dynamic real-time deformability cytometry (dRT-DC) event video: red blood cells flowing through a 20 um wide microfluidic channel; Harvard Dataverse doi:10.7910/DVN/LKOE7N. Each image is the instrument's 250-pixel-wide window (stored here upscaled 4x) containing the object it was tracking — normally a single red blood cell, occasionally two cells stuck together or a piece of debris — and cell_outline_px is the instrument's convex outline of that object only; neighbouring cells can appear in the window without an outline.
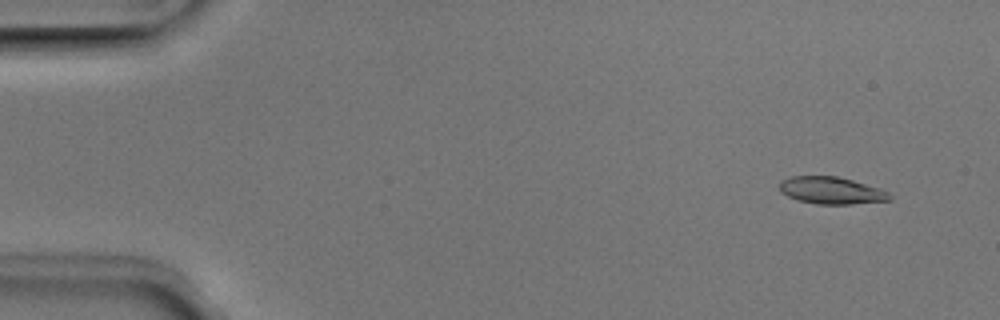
{"species": "Egyptian fruit bat (a non-hibernating species)", "species_latin": "Rousettus aegyptiacus", "temperature_condition": "room temperature", "stored_images_in_passage": 49, "camera_frame_rate_fps": 3000, "um_per_image_px": 0.085, "animal": {"sex": "male"}, "frame": {"image": 1, "passage_image": 2, "time_ms": 0.333, "image_size_px": [1000, 320], "cell_outline_px": [[892, 200], [852, 204], [816, 204], [796, 200], [780, 192], [780, 180], [792, 176], [836, 176], [852, 180], [880, 188], [888, 192], [892, 196]], "centroid_in_image_um": [70.66, 16.19], "position_along_channel_um": 14.3, "area_um2": 17.51}}
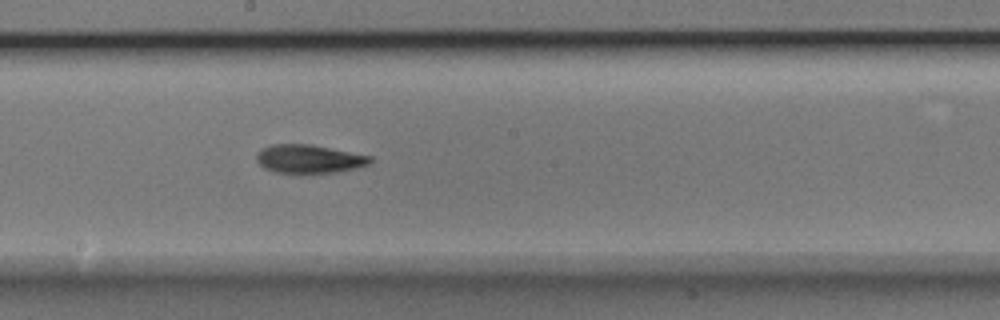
{"frame": {"image": 2, "passage_image": 26, "time_ms": 8.333, "image_size_px": [1000, 320], "cell_outline_px": [[372, 160], [368, 164], [356, 168], [336, 172], [276, 172], [264, 168], [256, 160], [256, 156], [260, 148], [272, 144], [312, 144], [372, 156]], "centroid_in_image_um": [26.26, 13.48], "position_along_channel_um": 221.9, "area_um2": 18.73}}
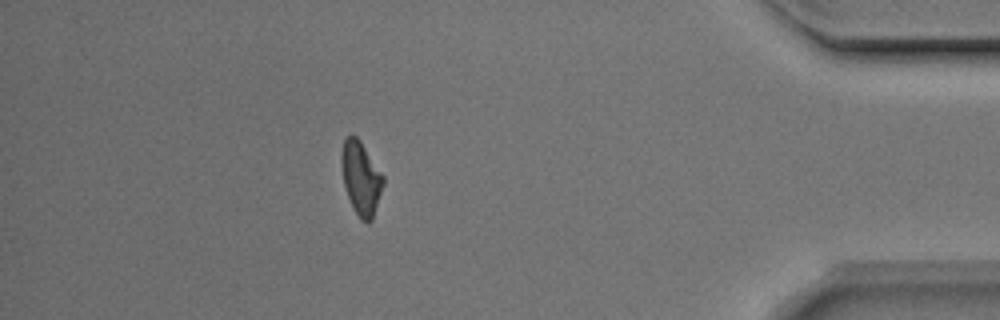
{"frame": {"image": 3, "passage_image": 43, "time_ms": 14.0, "image_size_px": [1000, 320], "cell_outline_px": [[384, 184], [372, 220], [368, 224], [352, 208], [344, 184], [340, 164], [340, 156], [344, 140], [352, 132], [360, 140], [384, 176]], "centroid_in_image_um": [30.67, 15.1], "position_along_channel_um": 404.5, "area_um2": 17.86}, "authors_computed_cell_mechanics": {"area_um2": 18.2648, "velocity_mm_per_s": 4.0088, "shape_relaxation_time_tau1_ms": 3.4773, "shape_relaxation_time_tau2_ms": 4.7552, "deformation_change_tau1": 0.1458, "deformation_change_tau2": 0.1097}}